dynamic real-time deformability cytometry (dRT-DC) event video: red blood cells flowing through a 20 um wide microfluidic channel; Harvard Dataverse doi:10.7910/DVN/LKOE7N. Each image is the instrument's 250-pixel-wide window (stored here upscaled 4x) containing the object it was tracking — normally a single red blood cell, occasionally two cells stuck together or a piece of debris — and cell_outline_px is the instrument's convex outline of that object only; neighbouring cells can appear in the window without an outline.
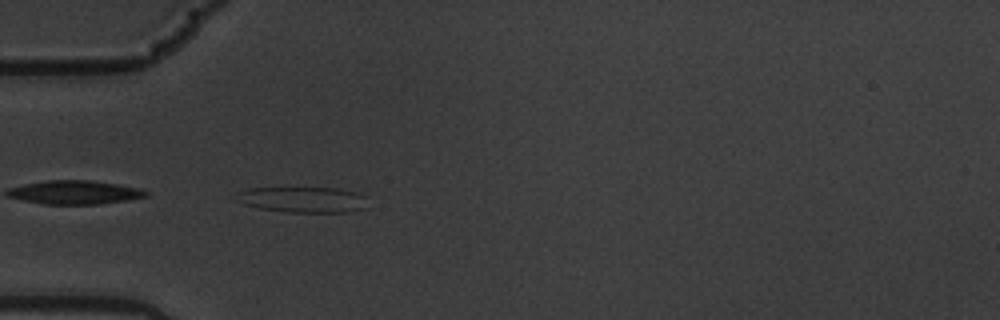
{"species": "common noctule bat (a hibernating species)", "species_latin": "Nyctalus noctula", "temperature_condition": "warm", "stored_images_in_passage": 32, "camera_frame_rate_fps": 3000, "um_per_image_px": 0.085, "animal": {"sex": "male", "body_mass_g": 19.5, "forearm_length_mm": 54.6}, "frame": {"image": 1, "passage_image": 1, "time_ms": 0.0, "image_size_px": [1000, 320], "cell_outline_px": [[368, 208], [348, 212], [288, 212], [260, 208], [244, 204], [236, 200], [240, 192], [248, 188], [340, 188], [356, 192], [364, 196]], "centroid_in_image_um": [25.81, 16.97], "position_along_channel_um": 59.2, "area_um2": 19.59}}
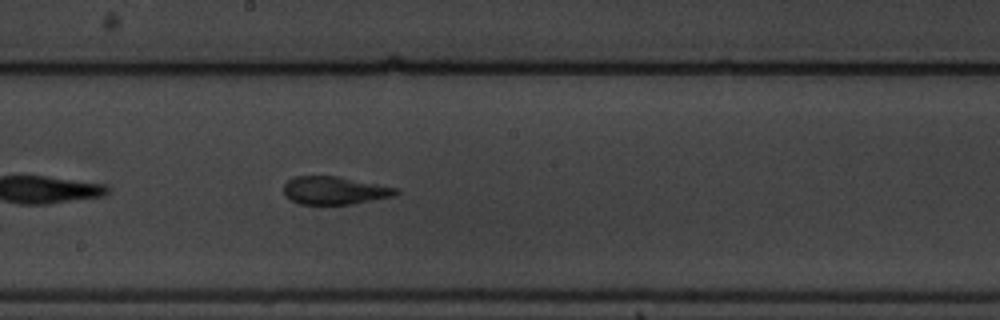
{"frame": {"image": 2, "passage_image": 15, "time_ms": 4.667, "image_size_px": [1000, 320], "cell_outline_px": [[400, 192], [392, 196], [352, 204], [300, 204], [284, 196], [284, 184], [288, 180], [296, 176], [340, 176], [400, 188]], "centroid_in_image_um": [28.46, 16.18], "position_along_channel_um": 219.7, "area_um2": 18.38}}
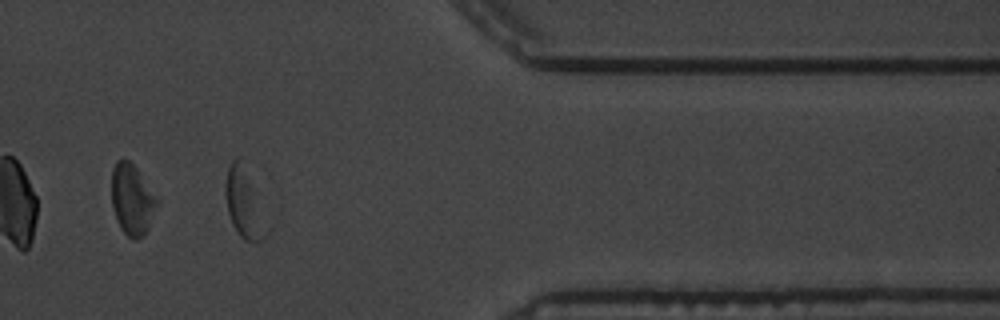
{"frame": {"image": 3, "passage_image": 31, "time_ms": 10.0, "image_size_px": [1000, 320], "cell_outline_px": [[160, 204], [144, 236], [136, 240], [132, 240], [120, 228], [116, 220], [112, 208], [112, 168], [116, 160], [128, 160], [136, 168], [160, 200]], "centroid_in_image_um": [11.25, 17.0], "position_along_channel_um": 400.1, "area_um2": 19.07}}